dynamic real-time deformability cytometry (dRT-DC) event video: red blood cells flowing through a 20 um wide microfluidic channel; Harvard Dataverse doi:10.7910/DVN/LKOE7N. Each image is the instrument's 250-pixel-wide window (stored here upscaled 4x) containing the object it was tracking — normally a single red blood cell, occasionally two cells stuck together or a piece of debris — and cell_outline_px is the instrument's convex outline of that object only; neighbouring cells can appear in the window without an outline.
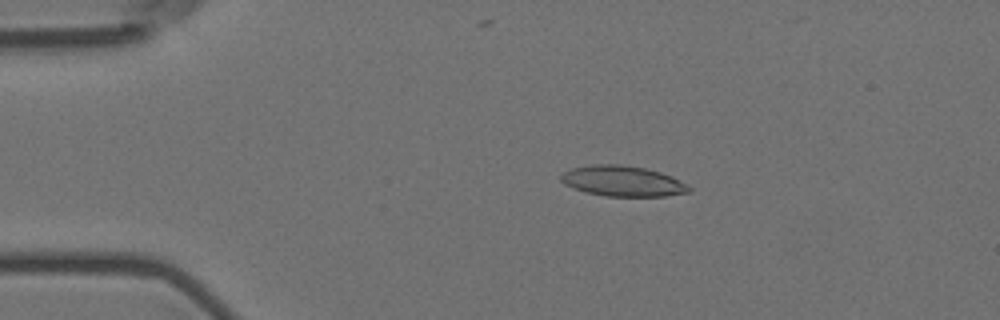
{"species": "Egyptian fruit bat (a non-hibernating species)", "species_latin": "Rousettus aegyptiacus", "temperature_condition": "room temperature", "stored_images_in_passage": 4, "camera_frame_rate_fps": 3000, "um_per_image_px": 0.085, "animal": {"sex": "female"}, "frame": {"image": 1, "passage_image": 3, "time_ms": 0.667, "image_size_px": [1000, 320], "cell_outline_px": [[692, 192], [664, 196], [604, 196], [584, 192], [564, 184], [560, 180], [560, 176], [564, 172], [572, 168], [592, 164], [620, 164], [644, 168], [660, 172], [672, 176], [692, 188]], "centroid_in_image_um": [52.92, 15.39], "position_along_channel_um": 32.1, "area_um2": 22.83}}